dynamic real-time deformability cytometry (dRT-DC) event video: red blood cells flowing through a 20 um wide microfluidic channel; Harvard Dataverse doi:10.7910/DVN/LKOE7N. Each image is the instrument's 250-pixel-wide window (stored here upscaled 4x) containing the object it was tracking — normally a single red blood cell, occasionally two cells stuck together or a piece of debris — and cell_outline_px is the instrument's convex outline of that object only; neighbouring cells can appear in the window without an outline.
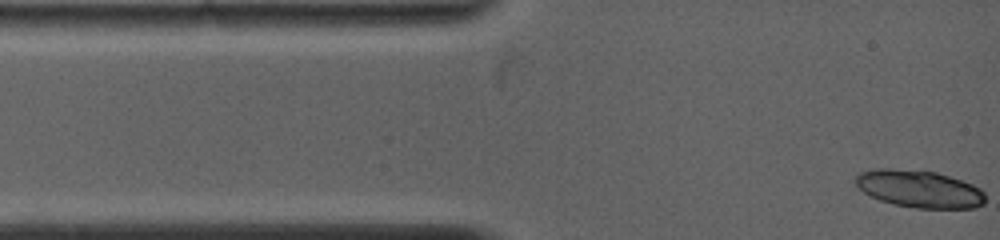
{"species": "common noctule bat (a hibernating species)", "species_latin": "Nyctalus noctula", "temperature_condition": "warm", "stored_images_in_passage": 4, "camera_frame_rate_fps": 5000, "um_per_image_px": 0.085, "animal": {"sex": "female", "body_mass_g": 19.0, "forearm_length_mm": 53.3}, "frame": {"image": 1, "passage_image": 1, "time_ms": 0.0, "image_size_px": [1000, 240], "cell_outline_px": [[984, 204], [976, 208], [916, 208], [892, 204], [880, 200], [864, 192], [852, 180], [860, 172], [876, 168], [888, 168], [936, 172], [972, 184], [980, 188], [984, 192]], "centroid_in_image_um": [78.13, 16.06], "position_along_channel_um": 6.9, "area_um2": 28.21}}